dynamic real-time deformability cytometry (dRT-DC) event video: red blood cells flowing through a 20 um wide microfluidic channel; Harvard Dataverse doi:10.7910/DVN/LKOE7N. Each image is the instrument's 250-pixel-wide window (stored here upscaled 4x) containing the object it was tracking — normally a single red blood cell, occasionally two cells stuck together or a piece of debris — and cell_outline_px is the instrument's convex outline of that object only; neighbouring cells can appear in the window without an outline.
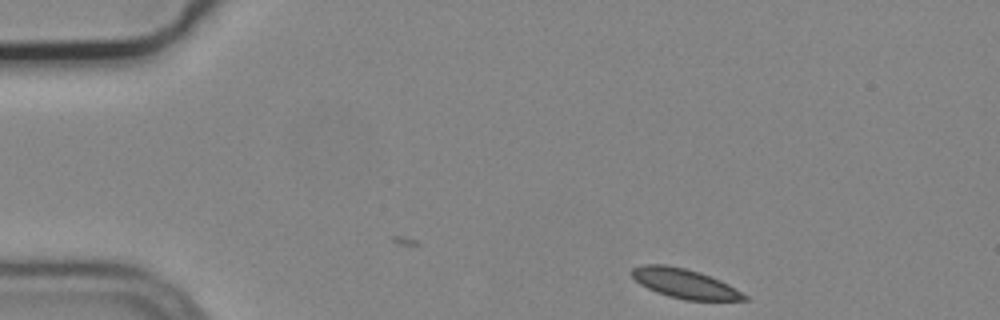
{"species": "common noctule bat (a hibernating species)", "species_latin": "Nyctalus noctula", "temperature_condition": "cold", "stored_images_in_passage": 43, "camera_frame_rate_fps": 3000, "um_per_image_px": 0.085, "animal": {"sex": "male", "body_mass_g": 19.2, "forearm_length_mm": 51.8}, "frame": {"image": 1, "passage_image": 1, "time_ms": 0.0, "image_size_px": [1000, 320], "cell_outline_px": [[748, 300], [684, 300], [668, 296], [656, 292], [640, 284], [632, 276], [632, 268], [644, 264], [664, 264], [684, 268], [700, 272], [720, 280], [728, 284], [748, 296]], "centroid_in_image_um": [58.19, 24.1], "position_along_channel_um": 26.8, "area_um2": 19.19}}
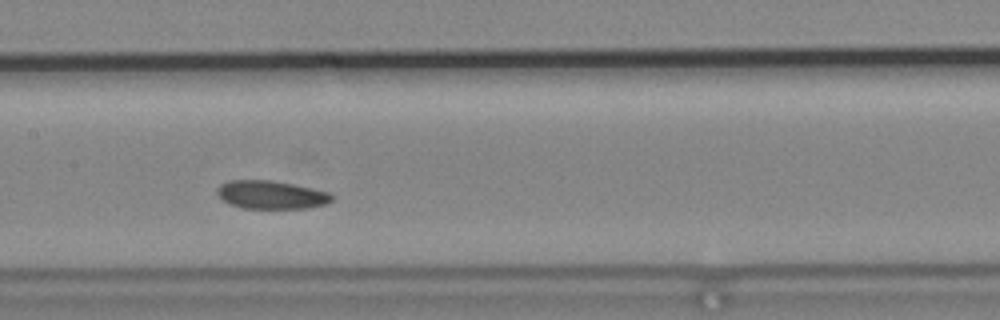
{"frame": {"image": 2, "passage_image": 20, "time_ms": 6.333, "image_size_px": [1000, 320], "cell_outline_px": [[336, 196], [332, 200], [324, 204], [308, 208], [244, 208], [228, 204], [216, 192], [220, 184], [228, 180], [272, 180], [292, 184], [328, 192]], "centroid_in_image_um": [23.04, 16.55], "position_along_channel_um": 184.4, "area_um2": 18.79}}
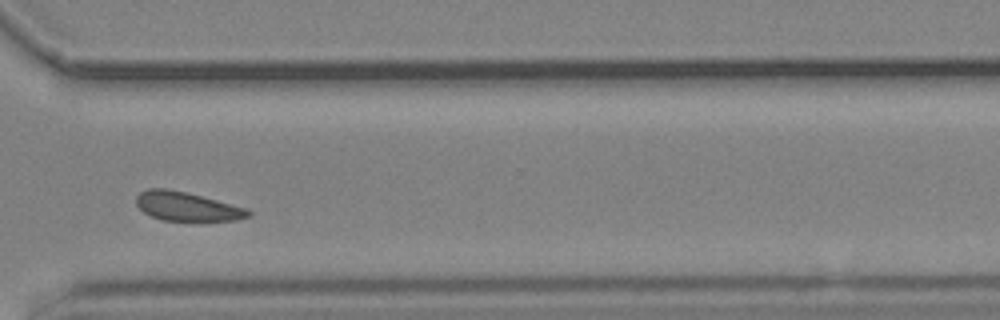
{"frame": {"image": 3, "passage_image": 34, "time_ms": 11.0, "image_size_px": [1000, 320], "cell_outline_px": [[252, 216], [236, 220], [160, 220], [144, 212], [136, 204], [136, 196], [140, 192], [148, 188], [168, 188], [248, 208], [252, 212]], "centroid_in_image_um": [15.89, 17.54], "position_along_channel_um": 354.7, "area_um2": 18.73}, "authors_computed_cell_mechanics": {"area_um2": 19.363, "velocity_mm_per_s": 3.6519, "shape_relaxation_time_tau1_ms": 3.4711, "shape_relaxation_time_tau2_ms": null, "deformation_change_tau1": 0.0743, "deformation_change_tau2": null}}